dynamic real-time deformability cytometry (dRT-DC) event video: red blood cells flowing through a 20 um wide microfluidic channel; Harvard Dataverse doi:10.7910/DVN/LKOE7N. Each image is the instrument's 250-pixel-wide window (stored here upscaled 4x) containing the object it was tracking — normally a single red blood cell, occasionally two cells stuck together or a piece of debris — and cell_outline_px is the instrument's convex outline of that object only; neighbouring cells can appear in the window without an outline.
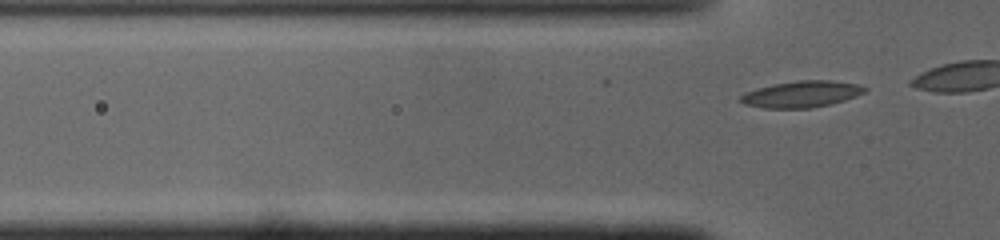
{"species": "common noctule bat (a hibernating species)", "species_latin": "Nyctalus noctula", "temperature_condition": "cold", "stored_images_in_passage": 5, "camera_frame_rate_fps": 3000, "um_per_image_px": 0.085, "animal": {"sex": "male", "body_mass_g": 19.0, "forearm_length_mm": 50.8}, "frame": {"image": 1, "passage_image": 5, "time_ms": 1.333, "image_size_px": [1000, 240], "cell_outline_px": [[868, 88], [864, 92], [856, 96], [844, 100], [812, 108], [764, 108], [744, 104], [740, 100], [740, 96], [748, 92], [760, 88], [776, 84], [796, 80], [828, 80], [856, 84]], "centroid_in_image_um": [68.15, 8.01], "position_along_channel_um": 57.7, "area_um2": 18.73}}